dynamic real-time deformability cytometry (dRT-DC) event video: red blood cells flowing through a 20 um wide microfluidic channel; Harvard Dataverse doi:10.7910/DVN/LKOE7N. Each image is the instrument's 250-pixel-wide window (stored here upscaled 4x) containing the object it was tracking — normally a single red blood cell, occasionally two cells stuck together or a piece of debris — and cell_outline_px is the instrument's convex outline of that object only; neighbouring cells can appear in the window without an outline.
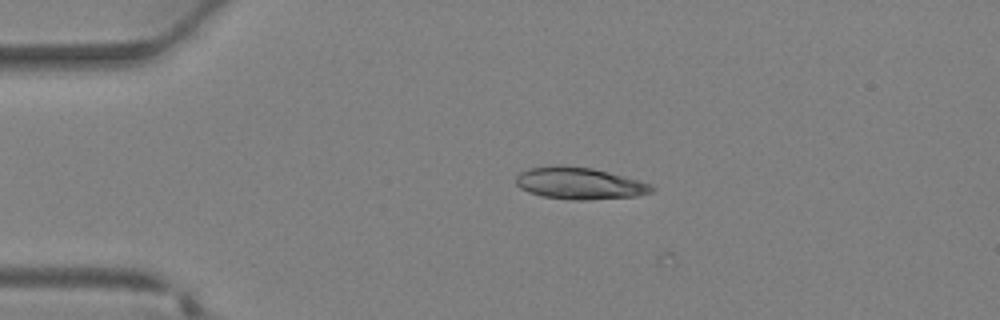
{"species": "Egyptian fruit bat (a non-hibernating species)", "species_latin": "Rousettus aegyptiacus", "temperature_condition": "warm", "stored_images_in_passage": 3, "camera_frame_rate_fps": 3000, "um_per_image_px": 0.085, "animal": {"sex": "female"}, "frame": {"image": 1, "passage_image": 2, "time_ms": 0.333, "image_size_px": [1000, 320], "cell_outline_px": [[656, 188], [652, 192], [636, 196], [584, 200], [572, 200], [540, 196], [528, 192], [520, 188], [516, 184], [516, 176], [520, 172], [528, 168], [552, 164], [560, 164], [592, 168], [608, 172], [652, 184]], "centroid_in_image_um": [49.21, 15.57], "position_along_channel_um": 35.8, "area_um2": 25.49}}